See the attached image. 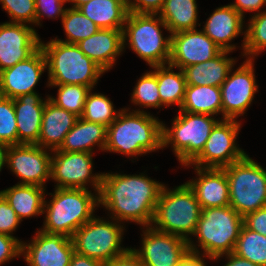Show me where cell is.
<instances>
[{"label": "cell", "mask_w": 266, "mask_h": 266, "mask_svg": "<svg viewBox=\"0 0 266 266\" xmlns=\"http://www.w3.org/2000/svg\"><path fill=\"white\" fill-rule=\"evenodd\" d=\"M239 128L240 123L235 119L219 121L212 129L202 152L190 164L199 168L222 169L241 160L246 153L235 145Z\"/></svg>", "instance_id": "11"}, {"label": "cell", "mask_w": 266, "mask_h": 266, "mask_svg": "<svg viewBox=\"0 0 266 266\" xmlns=\"http://www.w3.org/2000/svg\"><path fill=\"white\" fill-rule=\"evenodd\" d=\"M62 24L67 36V40L62 42L69 44H77L81 40L95 34L100 29L79 9L74 8L66 9L62 17Z\"/></svg>", "instance_id": "33"}, {"label": "cell", "mask_w": 266, "mask_h": 266, "mask_svg": "<svg viewBox=\"0 0 266 266\" xmlns=\"http://www.w3.org/2000/svg\"><path fill=\"white\" fill-rule=\"evenodd\" d=\"M233 253L256 265L266 266V236L243 224Z\"/></svg>", "instance_id": "32"}, {"label": "cell", "mask_w": 266, "mask_h": 266, "mask_svg": "<svg viewBox=\"0 0 266 266\" xmlns=\"http://www.w3.org/2000/svg\"><path fill=\"white\" fill-rule=\"evenodd\" d=\"M32 243H22V254L29 266H69L74 246L70 237L38 231ZM26 251V252H25Z\"/></svg>", "instance_id": "18"}, {"label": "cell", "mask_w": 266, "mask_h": 266, "mask_svg": "<svg viewBox=\"0 0 266 266\" xmlns=\"http://www.w3.org/2000/svg\"><path fill=\"white\" fill-rule=\"evenodd\" d=\"M58 86V96L56 99L49 97L50 100L57 106L65 109L66 111L74 113L76 116L81 117L87 93L91 90L83 85H50Z\"/></svg>", "instance_id": "35"}, {"label": "cell", "mask_w": 266, "mask_h": 266, "mask_svg": "<svg viewBox=\"0 0 266 266\" xmlns=\"http://www.w3.org/2000/svg\"><path fill=\"white\" fill-rule=\"evenodd\" d=\"M22 243L15 237L0 233V265L21 255Z\"/></svg>", "instance_id": "42"}, {"label": "cell", "mask_w": 266, "mask_h": 266, "mask_svg": "<svg viewBox=\"0 0 266 266\" xmlns=\"http://www.w3.org/2000/svg\"><path fill=\"white\" fill-rule=\"evenodd\" d=\"M77 119L78 116L57 106L48 97L44 107L41 132L36 145L45 147V149L51 148L52 151L58 149Z\"/></svg>", "instance_id": "23"}, {"label": "cell", "mask_w": 266, "mask_h": 266, "mask_svg": "<svg viewBox=\"0 0 266 266\" xmlns=\"http://www.w3.org/2000/svg\"><path fill=\"white\" fill-rule=\"evenodd\" d=\"M56 154L51 158V178L57 183L56 188L88 189L87 182L92 180L99 195L101 190L102 174H92V153L63 152L53 150Z\"/></svg>", "instance_id": "13"}, {"label": "cell", "mask_w": 266, "mask_h": 266, "mask_svg": "<svg viewBox=\"0 0 266 266\" xmlns=\"http://www.w3.org/2000/svg\"><path fill=\"white\" fill-rule=\"evenodd\" d=\"M159 13L171 35L196 28L197 5L195 0H165Z\"/></svg>", "instance_id": "30"}, {"label": "cell", "mask_w": 266, "mask_h": 266, "mask_svg": "<svg viewBox=\"0 0 266 266\" xmlns=\"http://www.w3.org/2000/svg\"><path fill=\"white\" fill-rule=\"evenodd\" d=\"M198 180L187 182L202 209L229 206L228 178L223 169L196 167Z\"/></svg>", "instance_id": "20"}, {"label": "cell", "mask_w": 266, "mask_h": 266, "mask_svg": "<svg viewBox=\"0 0 266 266\" xmlns=\"http://www.w3.org/2000/svg\"><path fill=\"white\" fill-rule=\"evenodd\" d=\"M104 266H143V264L130 248L126 253L106 262Z\"/></svg>", "instance_id": "45"}, {"label": "cell", "mask_w": 266, "mask_h": 266, "mask_svg": "<svg viewBox=\"0 0 266 266\" xmlns=\"http://www.w3.org/2000/svg\"><path fill=\"white\" fill-rule=\"evenodd\" d=\"M156 14L128 13L123 28V43L129 44L135 53L151 67L169 63L171 38H163L159 26L168 30L165 22Z\"/></svg>", "instance_id": "8"}, {"label": "cell", "mask_w": 266, "mask_h": 266, "mask_svg": "<svg viewBox=\"0 0 266 266\" xmlns=\"http://www.w3.org/2000/svg\"><path fill=\"white\" fill-rule=\"evenodd\" d=\"M51 156L36 144H17L3 147V164L22 179L19 184L43 187L51 178Z\"/></svg>", "instance_id": "12"}, {"label": "cell", "mask_w": 266, "mask_h": 266, "mask_svg": "<svg viewBox=\"0 0 266 266\" xmlns=\"http://www.w3.org/2000/svg\"><path fill=\"white\" fill-rule=\"evenodd\" d=\"M18 144L14 99L0 95V145L2 147Z\"/></svg>", "instance_id": "37"}, {"label": "cell", "mask_w": 266, "mask_h": 266, "mask_svg": "<svg viewBox=\"0 0 266 266\" xmlns=\"http://www.w3.org/2000/svg\"><path fill=\"white\" fill-rule=\"evenodd\" d=\"M55 189L51 202L47 205L44 201L47 215L41 231L71 238L76 230L93 217L94 208L99 205V197H94L87 189Z\"/></svg>", "instance_id": "4"}, {"label": "cell", "mask_w": 266, "mask_h": 266, "mask_svg": "<svg viewBox=\"0 0 266 266\" xmlns=\"http://www.w3.org/2000/svg\"><path fill=\"white\" fill-rule=\"evenodd\" d=\"M45 189L36 185L17 184L0 191L20 220L44 213Z\"/></svg>", "instance_id": "28"}, {"label": "cell", "mask_w": 266, "mask_h": 266, "mask_svg": "<svg viewBox=\"0 0 266 266\" xmlns=\"http://www.w3.org/2000/svg\"><path fill=\"white\" fill-rule=\"evenodd\" d=\"M3 165V147L0 145V171Z\"/></svg>", "instance_id": "51"}, {"label": "cell", "mask_w": 266, "mask_h": 266, "mask_svg": "<svg viewBox=\"0 0 266 266\" xmlns=\"http://www.w3.org/2000/svg\"><path fill=\"white\" fill-rule=\"evenodd\" d=\"M123 226L97 219L94 216L72 235L74 251L80 255L106 263L126 253L121 248Z\"/></svg>", "instance_id": "10"}, {"label": "cell", "mask_w": 266, "mask_h": 266, "mask_svg": "<svg viewBox=\"0 0 266 266\" xmlns=\"http://www.w3.org/2000/svg\"><path fill=\"white\" fill-rule=\"evenodd\" d=\"M20 221L8 201L0 193V233L12 236L11 232L16 230Z\"/></svg>", "instance_id": "40"}, {"label": "cell", "mask_w": 266, "mask_h": 266, "mask_svg": "<svg viewBox=\"0 0 266 266\" xmlns=\"http://www.w3.org/2000/svg\"><path fill=\"white\" fill-rule=\"evenodd\" d=\"M156 66V77L158 82L159 95L161 98V106L167 107L170 104H178L181 108L186 91V80L182 69L180 72L174 73L173 66L168 65Z\"/></svg>", "instance_id": "31"}, {"label": "cell", "mask_w": 266, "mask_h": 266, "mask_svg": "<svg viewBox=\"0 0 266 266\" xmlns=\"http://www.w3.org/2000/svg\"><path fill=\"white\" fill-rule=\"evenodd\" d=\"M242 226L243 216L230 205L204 208L194 235L198 237V246L204 249V255L217 260L234 251Z\"/></svg>", "instance_id": "6"}, {"label": "cell", "mask_w": 266, "mask_h": 266, "mask_svg": "<svg viewBox=\"0 0 266 266\" xmlns=\"http://www.w3.org/2000/svg\"><path fill=\"white\" fill-rule=\"evenodd\" d=\"M201 211L200 203L187 183L173 191L163 186L152 223H156L154 228L156 230L177 235L189 241L190 238L187 235H194Z\"/></svg>", "instance_id": "5"}, {"label": "cell", "mask_w": 266, "mask_h": 266, "mask_svg": "<svg viewBox=\"0 0 266 266\" xmlns=\"http://www.w3.org/2000/svg\"><path fill=\"white\" fill-rule=\"evenodd\" d=\"M107 127L100 123L88 122L78 117L72 129L64 137L57 149L63 152L92 153L91 146L99 144L100 149L106 146Z\"/></svg>", "instance_id": "26"}, {"label": "cell", "mask_w": 266, "mask_h": 266, "mask_svg": "<svg viewBox=\"0 0 266 266\" xmlns=\"http://www.w3.org/2000/svg\"><path fill=\"white\" fill-rule=\"evenodd\" d=\"M77 45L105 72L113 66L116 56L123 51V30L100 28Z\"/></svg>", "instance_id": "22"}, {"label": "cell", "mask_w": 266, "mask_h": 266, "mask_svg": "<svg viewBox=\"0 0 266 266\" xmlns=\"http://www.w3.org/2000/svg\"><path fill=\"white\" fill-rule=\"evenodd\" d=\"M126 111L107 127L104 150L135 156L163 148V123L144 111Z\"/></svg>", "instance_id": "2"}, {"label": "cell", "mask_w": 266, "mask_h": 266, "mask_svg": "<svg viewBox=\"0 0 266 266\" xmlns=\"http://www.w3.org/2000/svg\"><path fill=\"white\" fill-rule=\"evenodd\" d=\"M243 224L250 230L266 236V206L243 217Z\"/></svg>", "instance_id": "44"}, {"label": "cell", "mask_w": 266, "mask_h": 266, "mask_svg": "<svg viewBox=\"0 0 266 266\" xmlns=\"http://www.w3.org/2000/svg\"><path fill=\"white\" fill-rule=\"evenodd\" d=\"M46 101L36 92L14 98L18 144H37Z\"/></svg>", "instance_id": "21"}, {"label": "cell", "mask_w": 266, "mask_h": 266, "mask_svg": "<svg viewBox=\"0 0 266 266\" xmlns=\"http://www.w3.org/2000/svg\"><path fill=\"white\" fill-rule=\"evenodd\" d=\"M152 68H155V71L145 73L137 82L132 94V102L144 107L157 108L161 106V98L156 77V66H152Z\"/></svg>", "instance_id": "36"}, {"label": "cell", "mask_w": 266, "mask_h": 266, "mask_svg": "<svg viewBox=\"0 0 266 266\" xmlns=\"http://www.w3.org/2000/svg\"><path fill=\"white\" fill-rule=\"evenodd\" d=\"M68 2H73V7L74 9H78L80 6L84 5L85 3H88L91 0H67Z\"/></svg>", "instance_id": "50"}, {"label": "cell", "mask_w": 266, "mask_h": 266, "mask_svg": "<svg viewBox=\"0 0 266 266\" xmlns=\"http://www.w3.org/2000/svg\"><path fill=\"white\" fill-rule=\"evenodd\" d=\"M170 59L168 65L185 67L215 58L222 49L203 31L185 30L170 35Z\"/></svg>", "instance_id": "16"}, {"label": "cell", "mask_w": 266, "mask_h": 266, "mask_svg": "<svg viewBox=\"0 0 266 266\" xmlns=\"http://www.w3.org/2000/svg\"><path fill=\"white\" fill-rule=\"evenodd\" d=\"M148 227L144 232L142 249H132L143 266H178L189 252V241Z\"/></svg>", "instance_id": "14"}, {"label": "cell", "mask_w": 266, "mask_h": 266, "mask_svg": "<svg viewBox=\"0 0 266 266\" xmlns=\"http://www.w3.org/2000/svg\"><path fill=\"white\" fill-rule=\"evenodd\" d=\"M243 26V17L231 6L217 8L207 19L203 32L223 51L235 49L228 42L237 37Z\"/></svg>", "instance_id": "24"}, {"label": "cell", "mask_w": 266, "mask_h": 266, "mask_svg": "<svg viewBox=\"0 0 266 266\" xmlns=\"http://www.w3.org/2000/svg\"><path fill=\"white\" fill-rule=\"evenodd\" d=\"M47 68L41 47L28 59L0 72V95L11 99L34 93V87Z\"/></svg>", "instance_id": "19"}, {"label": "cell", "mask_w": 266, "mask_h": 266, "mask_svg": "<svg viewBox=\"0 0 266 266\" xmlns=\"http://www.w3.org/2000/svg\"><path fill=\"white\" fill-rule=\"evenodd\" d=\"M231 76L220 86L222 99V114L224 119H235L251 104L258 89L254 77L252 60L248 57Z\"/></svg>", "instance_id": "15"}, {"label": "cell", "mask_w": 266, "mask_h": 266, "mask_svg": "<svg viewBox=\"0 0 266 266\" xmlns=\"http://www.w3.org/2000/svg\"><path fill=\"white\" fill-rule=\"evenodd\" d=\"M113 109V103L103 94L87 93L84 110L81 118L94 123L103 124L108 127L118 116Z\"/></svg>", "instance_id": "34"}, {"label": "cell", "mask_w": 266, "mask_h": 266, "mask_svg": "<svg viewBox=\"0 0 266 266\" xmlns=\"http://www.w3.org/2000/svg\"><path fill=\"white\" fill-rule=\"evenodd\" d=\"M128 13L156 14L160 12L165 0H125Z\"/></svg>", "instance_id": "43"}, {"label": "cell", "mask_w": 266, "mask_h": 266, "mask_svg": "<svg viewBox=\"0 0 266 266\" xmlns=\"http://www.w3.org/2000/svg\"><path fill=\"white\" fill-rule=\"evenodd\" d=\"M243 40L244 55H257L266 48V12H259L251 19Z\"/></svg>", "instance_id": "38"}, {"label": "cell", "mask_w": 266, "mask_h": 266, "mask_svg": "<svg viewBox=\"0 0 266 266\" xmlns=\"http://www.w3.org/2000/svg\"><path fill=\"white\" fill-rule=\"evenodd\" d=\"M218 122L208 114L180 111L173 121L171 130L162 125V147L173 144L175 155L182 165H190L202 152Z\"/></svg>", "instance_id": "9"}, {"label": "cell", "mask_w": 266, "mask_h": 266, "mask_svg": "<svg viewBox=\"0 0 266 266\" xmlns=\"http://www.w3.org/2000/svg\"><path fill=\"white\" fill-rule=\"evenodd\" d=\"M229 51H221L215 58L194 64L183 69L188 85L220 87L227 79L235 63L234 59L225 55Z\"/></svg>", "instance_id": "25"}, {"label": "cell", "mask_w": 266, "mask_h": 266, "mask_svg": "<svg viewBox=\"0 0 266 266\" xmlns=\"http://www.w3.org/2000/svg\"><path fill=\"white\" fill-rule=\"evenodd\" d=\"M49 73V85H83L92 89L104 71L77 44L53 39L40 43Z\"/></svg>", "instance_id": "3"}, {"label": "cell", "mask_w": 266, "mask_h": 266, "mask_svg": "<svg viewBox=\"0 0 266 266\" xmlns=\"http://www.w3.org/2000/svg\"><path fill=\"white\" fill-rule=\"evenodd\" d=\"M266 4V0H236L230 4L242 17L244 11H260V8Z\"/></svg>", "instance_id": "46"}, {"label": "cell", "mask_w": 266, "mask_h": 266, "mask_svg": "<svg viewBox=\"0 0 266 266\" xmlns=\"http://www.w3.org/2000/svg\"><path fill=\"white\" fill-rule=\"evenodd\" d=\"M180 111L214 115L222 112L221 88L215 86H186Z\"/></svg>", "instance_id": "29"}, {"label": "cell", "mask_w": 266, "mask_h": 266, "mask_svg": "<svg viewBox=\"0 0 266 266\" xmlns=\"http://www.w3.org/2000/svg\"><path fill=\"white\" fill-rule=\"evenodd\" d=\"M163 186L144 175L103 173L99 204L112 211L113 219L134 221L147 228Z\"/></svg>", "instance_id": "1"}, {"label": "cell", "mask_w": 266, "mask_h": 266, "mask_svg": "<svg viewBox=\"0 0 266 266\" xmlns=\"http://www.w3.org/2000/svg\"><path fill=\"white\" fill-rule=\"evenodd\" d=\"M200 252L196 249L195 245L189 240V252L181 260L178 266H205L203 259L199 256Z\"/></svg>", "instance_id": "47"}, {"label": "cell", "mask_w": 266, "mask_h": 266, "mask_svg": "<svg viewBox=\"0 0 266 266\" xmlns=\"http://www.w3.org/2000/svg\"><path fill=\"white\" fill-rule=\"evenodd\" d=\"M67 2V0H35V9H36V16H35V23L39 25V21L42 15H46L48 17H63L65 14L66 9H63V4Z\"/></svg>", "instance_id": "41"}, {"label": "cell", "mask_w": 266, "mask_h": 266, "mask_svg": "<svg viewBox=\"0 0 266 266\" xmlns=\"http://www.w3.org/2000/svg\"><path fill=\"white\" fill-rule=\"evenodd\" d=\"M228 178L229 205L241 216L266 206V171L246 154L222 168Z\"/></svg>", "instance_id": "7"}, {"label": "cell", "mask_w": 266, "mask_h": 266, "mask_svg": "<svg viewBox=\"0 0 266 266\" xmlns=\"http://www.w3.org/2000/svg\"><path fill=\"white\" fill-rule=\"evenodd\" d=\"M104 264L105 263L99 260L92 259L74 252L69 266H104Z\"/></svg>", "instance_id": "48"}, {"label": "cell", "mask_w": 266, "mask_h": 266, "mask_svg": "<svg viewBox=\"0 0 266 266\" xmlns=\"http://www.w3.org/2000/svg\"><path fill=\"white\" fill-rule=\"evenodd\" d=\"M34 28L24 23L0 25V72L32 56L40 48Z\"/></svg>", "instance_id": "17"}, {"label": "cell", "mask_w": 266, "mask_h": 266, "mask_svg": "<svg viewBox=\"0 0 266 266\" xmlns=\"http://www.w3.org/2000/svg\"><path fill=\"white\" fill-rule=\"evenodd\" d=\"M78 9L102 29L123 30L128 15L125 0H91Z\"/></svg>", "instance_id": "27"}, {"label": "cell", "mask_w": 266, "mask_h": 266, "mask_svg": "<svg viewBox=\"0 0 266 266\" xmlns=\"http://www.w3.org/2000/svg\"><path fill=\"white\" fill-rule=\"evenodd\" d=\"M13 21L11 23H35V0H0Z\"/></svg>", "instance_id": "39"}, {"label": "cell", "mask_w": 266, "mask_h": 266, "mask_svg": "<svg viewBox=\"0 0 266 266\" xmlns=\"http://www.w3.org/2000/svg\"><path fill=\"white\" fill-rule=\"evenodd\" d=\"M227 255L229 261L227 264H225V266H259L256 265L250 261H248L247 259L241 258L238 255L234 254L233 252L229 253V254H225Z\"/></svg>", "instance_id": "49"}]
</instances>
